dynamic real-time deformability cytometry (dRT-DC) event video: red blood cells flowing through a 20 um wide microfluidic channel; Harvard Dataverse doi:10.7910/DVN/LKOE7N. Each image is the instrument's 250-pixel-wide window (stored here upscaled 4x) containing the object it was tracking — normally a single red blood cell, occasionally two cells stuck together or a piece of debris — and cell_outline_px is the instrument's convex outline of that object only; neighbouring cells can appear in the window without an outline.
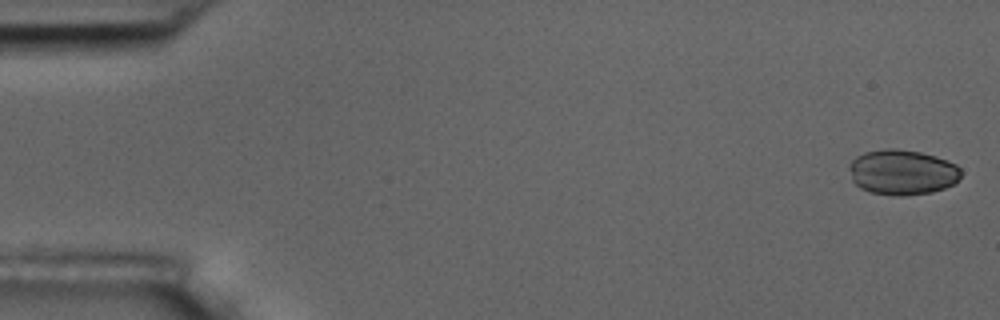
{"species": "common noctule bat (a hibernating species)", "species_latin": "Nyctalus noctula", "temperature_condition": "room temperature", "stored_images_in_passage": 6, "camera_frame_rate_fps": 3000, "um_per_image_px": 0.085, "animal": {"sex": "male", "body_mass_g": 17.5, "forearm_length_mm": 52.3}, "frame": {"image": 1, "passage_image": 1, "time_ms": 0.0, "image_size_px": [1000, 320], "cell_outline_px": [[960, 176], [952, 184], [944, 188], [932, 192], [904, 196], [892, 196], [868, 192], [860, 188], [852, 180], [848, 168], [848, 164], [856, 156], [864, 152], [884, 148], [896, 148], [920, 152], [936, 156], [948, 160], [956, 164], [960, 168]], "centroid_in_image_um": [76.65, 14.63], "position_along_channel_um": 8.4, "area_um2": 29.82}}
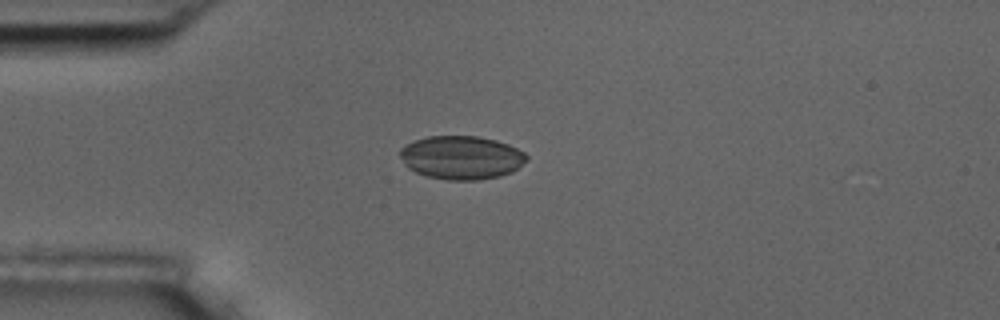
{"frame": {"image": 2, "passage_image": 5, "time_ms": 4.333, "image_size_px": [1000, 320], "cell_outline_px": [[528, 160], [512, 172], [500, 176], [480, 180], [448, 180], [428, 176], [416, 172], [408, 168], [404, 164], [400, 156], [400, 148], [404, 144], [412, 140], [428, 136], [476, 136], [496, 140], [508, 144], [524, 152], [528, 156]], "centroid_in_image_um": [39.21, 13.38], "position_along_channel_um": 45.8, "area_um2": 32.31}}
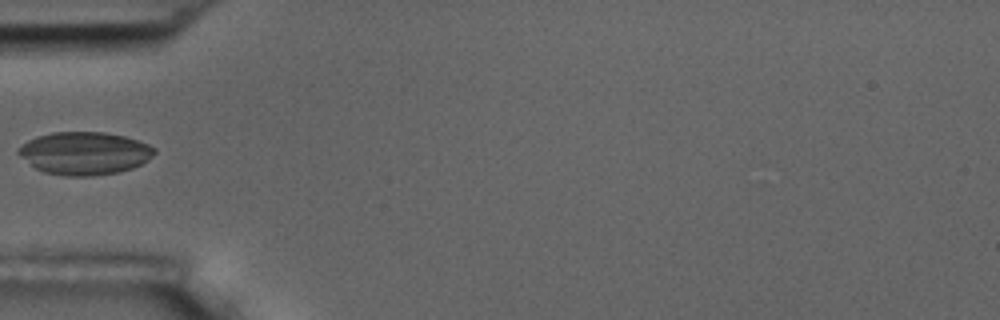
{"frame": {"image": 3, "passage_image": 6, "time_ms": 5.667, "image_size_px": [1000, 320], "cell_outline_px": [[156, 152], [148, 160], [132, 168], [120, 172], [92, 176], [64, 176], [44, 172], [36, 168], [20, 156], [16, 152], [16, 148], [28, 140], [36, 136], [52, 132], [104, 132], [124, 136], [148, 144], [156, 148]], "centroid_in_image_um": [7.17, 13.02], "position_along_channel_um": 77.8, "area_um2": 34.04}}